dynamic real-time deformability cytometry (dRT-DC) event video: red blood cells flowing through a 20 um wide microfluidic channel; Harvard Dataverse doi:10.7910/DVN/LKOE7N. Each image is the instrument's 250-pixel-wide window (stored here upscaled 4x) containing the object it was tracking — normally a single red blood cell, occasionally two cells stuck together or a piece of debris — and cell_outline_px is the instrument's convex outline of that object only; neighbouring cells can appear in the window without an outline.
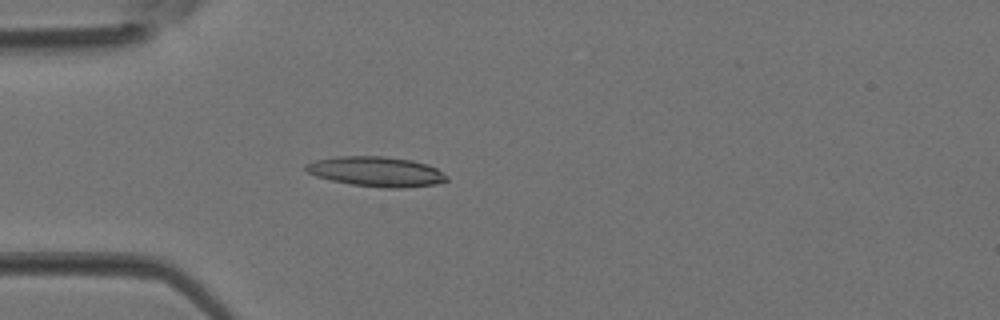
{"species": "Egyptian fruit bat (a non-hibernating species)", "species_latin": "Rousettus aegyptiacus", "temperature_condition": "room temperature", "stored_images_in_passage": 32, "camera_frame_rate_fps": 3000, "um_per_image_px": 0.085, "animal": {"sex": "female"}, "frame": {"image": 1, "passage_image": 5, "time_ms": 1.333, "image_size_px": [1000, 320], "cell_outline_px": [[448, 180], [436, 184], [404, 188], [380, 188], [352, 184], [332, 180], [316, 176], [308, 172], [304, 168], [304, 164], [316, 160], [336, 156], [380, 156], [412, 160], [428, 164], [436, 168], [448, 176]], "centroid_in_image_um": [32.0, 14.58], "position_along_channel_um": 53.0, "area_um2": 24.62}}
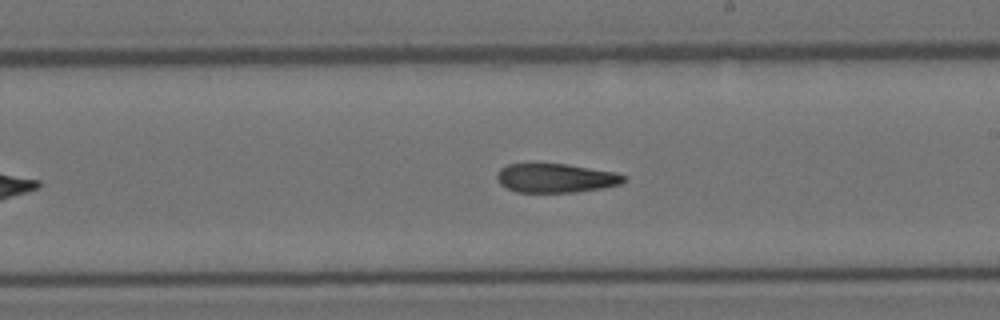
{"frame": {"image": 2, "passage_image": 16, "time_ms": 5.0, "image_size_px": [1000, 320], "cell_outline_px": [[624, 180], [620, 184], [600, 188], [576, 192], [516, 192], [500, 184], [496, 176], [500, 168], [508, 164], [568, 164], [616, 172], [624, 176]], "centroid_in_image_um": [47.22, 15.13], "position_along_channel_um": 241.8, "area_um2": 21.27}}
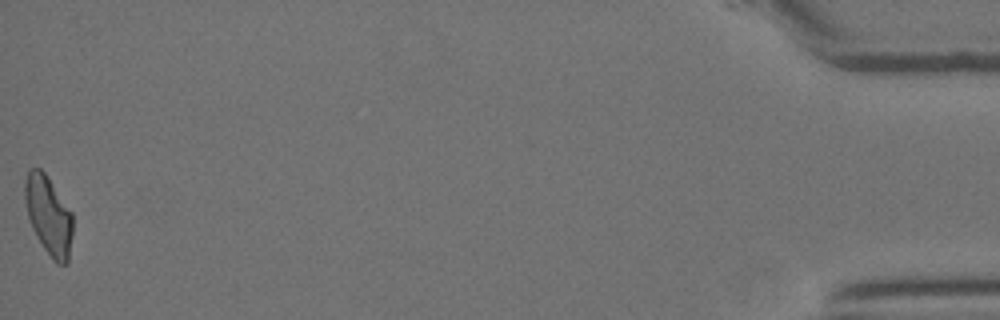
{"frame": {"image": 3, "passage_image": 32, "time_ms": 10.333, "image_size_px": [1000, 320], "cell_outline_px": [[72, 236], [68, 264], [56, 264], [52, 260], [36, 236], [32, 228], [28, 216], [24, 200], [24, 180], [28, 172], [32, 168], [40, 168], [44, 172], [72, 212]], "centroid_in_image_um": [4.12, 18.33], "position_along_channel_um": 431.1, "area_um2": 22.02}}